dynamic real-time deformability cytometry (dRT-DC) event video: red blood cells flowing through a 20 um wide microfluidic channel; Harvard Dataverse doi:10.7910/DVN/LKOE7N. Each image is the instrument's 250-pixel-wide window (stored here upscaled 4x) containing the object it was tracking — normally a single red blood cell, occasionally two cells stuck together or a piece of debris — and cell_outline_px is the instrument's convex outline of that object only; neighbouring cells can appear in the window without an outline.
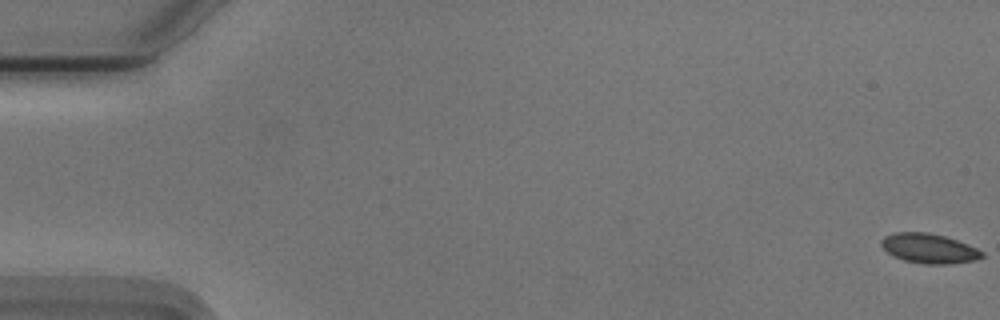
{"species": "Egyptian fruit bat (a non-hibernating species)", "species_latin": "Rousettus aegyptiacus", "temperature_condition": "cold", "stored_images_in_passage": 57, "camera_frame_rate_fps": 3000, "um_per_image_px": 0.085, "animal": {"sex": "male"}, "frame": {"image": 1, "passage_image": 1, "time_ms": 0.0, "image_size_px": [1000, 320], "cell_outline_px": [[984, 256], [976, 260], [948, 264], [924, 264], [904, 260], [892, 256], [880, 244], [880, 240], [884, 236], [892, 232], [928, 232], [944, 236], [968, 244], [984, 252]], "centroid_in_image_um": [78.95, 21.11], "position_along_channel_um": 6.1, "area_um2": 17.51}}
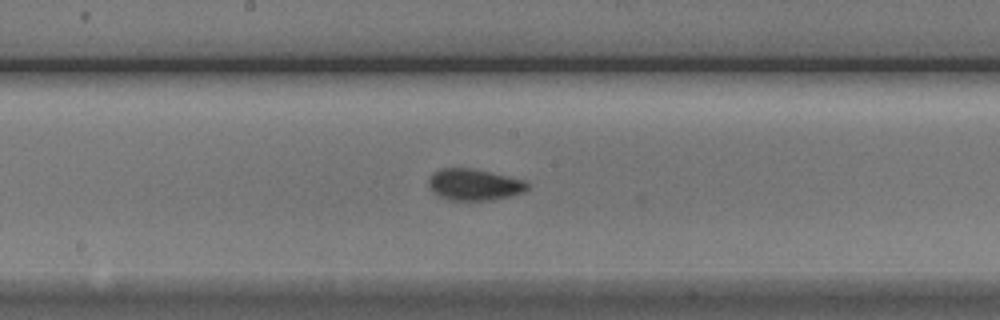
{"frame": {"image": 2, "passage_image": 30, "time_ms": 9.667, "image_size_px": [1000, 320], "cell_outline_px": [[532, 184], [524, 192], [512, 196], [492, 200], [448, 200], [436, 196], [432, 192], [428, 184], [428, 180], [432, 172], [440, 168], [472, 168], [492, 172], [524, 180]], "centroid_in_image_um": [40.3, 15.69], "position_along_channel_um": 207.9, "area_um2": 18.55}}
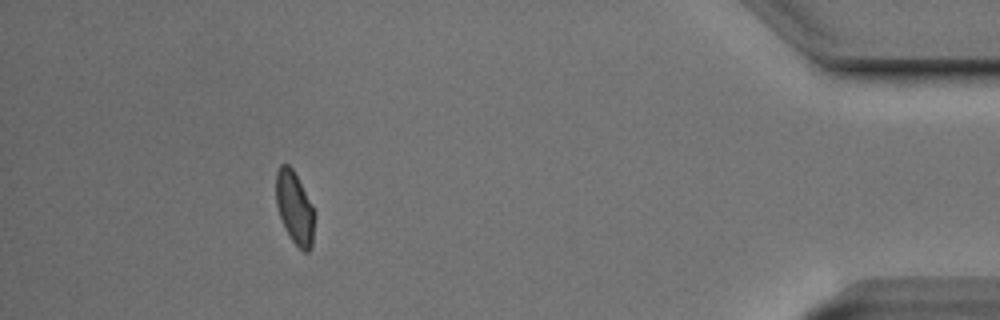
{"frame": {"image": 3, "passage_image": 51, "time_ms": 16.667, "image_size_px": [1000, 320], "cell_outline_px": [[316, 212], [312, 248], [308, 252], [304, 252], [292, 240], [284, 228], [276, 204], [276, 172], [280, 164], [288, 164], [292, 168], [312, 204]], "centroid_in_image_um": [25.07, 17.68], "position_along_channel_um": 410.1, "area_um2": 16.47}, "authors_computed_cell_mechanics": {"area_um2": 17.4556, "velocity_mm_per_s": 3.717, "shape_relaxation_time_tau1_ms": 4.295, "shape_relaxation_time_tau2_ms": null, "deformation_change_tau1": 0.0882, "deformation_change_tau2": null}}